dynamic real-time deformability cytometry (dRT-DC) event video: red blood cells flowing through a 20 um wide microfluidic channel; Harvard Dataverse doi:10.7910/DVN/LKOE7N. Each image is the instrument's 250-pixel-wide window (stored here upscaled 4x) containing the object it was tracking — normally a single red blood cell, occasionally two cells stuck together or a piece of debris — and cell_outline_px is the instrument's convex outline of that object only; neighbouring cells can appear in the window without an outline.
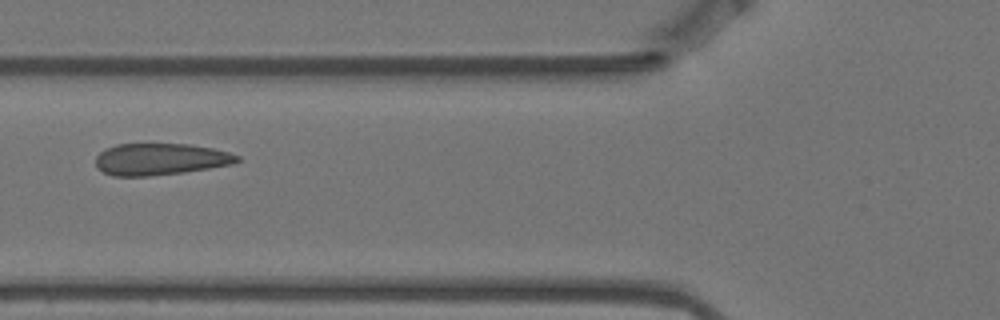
{"species": "Egyptian fruit bat (a non-hibernating species)", "species_latin": "Rousettus aegyptiacus", "temperature_condition": "warm", "stored_images_in_passage": 8, "camera_frame_rate_fps": 3000, "um_per_image_px": 0.085, "animal": {"sex": "female"}, "frame": {"image": 1, "passage_image": 6, "time_ms": 1.667, "image_size_px": [1000, 320], "cell_outline_px": [[240, 160], [232, 164], [184, 172], [148, 176], [112, 176], [104, 172], [96, 164], [96, 156], [104, 148], [116, 144], [188, 144], [212, 148], [228, 152], [240, 156]], "centroid_in_image_um": [13.61, 13.53], "position_along_channel_um": 112.2, "area_um2": 26.07}}
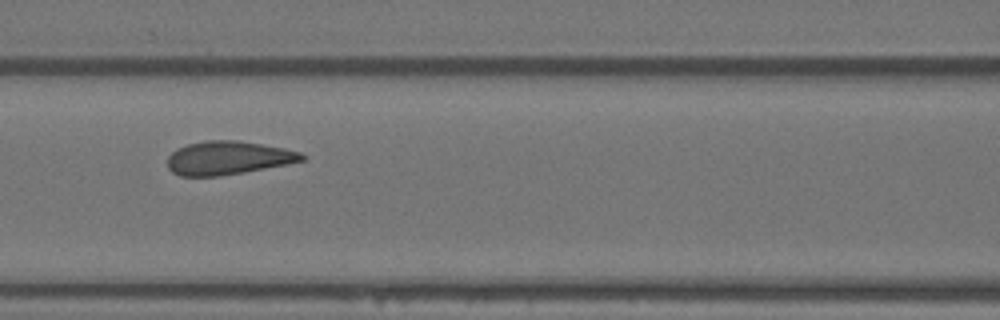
{"frame": {"image": 2, "passage_image": 7, "time_ms": 2.0, "image_size_px": [1000, 320], "cell_outline_px": [[308, 156], [304, 160], [288, 164], [244, 172], [220, 176], [180, 176], [172, 172], [168, 168], [168, 156], [176, 148], [188, 144], [204, 140], [236, 140], [284, 148], [300, 152]], "centroid_in_image_um": [19.38, 13.42], "position_along_channel_um": 147.2, "area_um2": 26.3}}
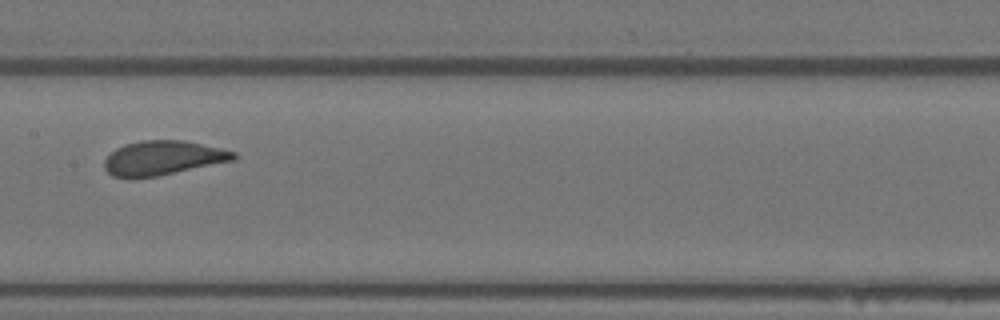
{"frame": {"image": 3, "passage_image": 8, "time_ms": 2.333, "image_size_px": [1000, 320], "cell_outline_px": [[240, 156], [236, 160], [156, 176], [132, 180], [128, 180], [112, 176], [104, 168], [104, 160], [116, 148], [124, 144], [140, 140], [184, 140], [220, 148], [236, 152]], "centroid_in_image_um": [13.83, 13.44], "position_along_channel_um": 193.6, "area_um2": 26.3}}